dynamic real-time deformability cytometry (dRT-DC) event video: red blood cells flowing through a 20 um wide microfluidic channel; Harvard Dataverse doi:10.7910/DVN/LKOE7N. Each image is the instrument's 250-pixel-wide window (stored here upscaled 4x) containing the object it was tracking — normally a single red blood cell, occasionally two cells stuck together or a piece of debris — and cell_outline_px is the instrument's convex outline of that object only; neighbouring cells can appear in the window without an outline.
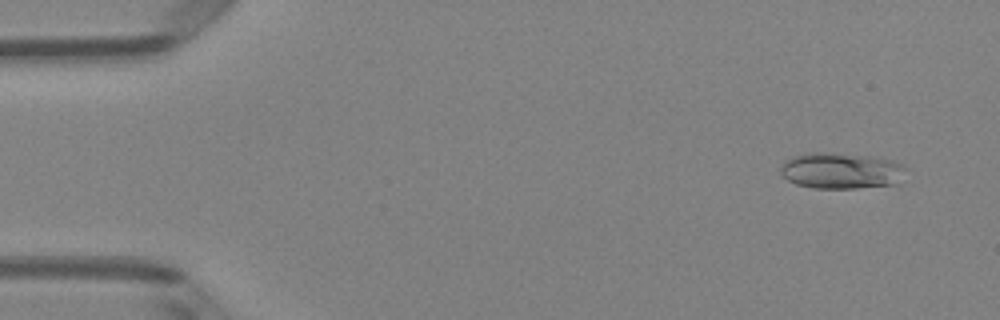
{"species": "Egyptian fruit bat (a non-hibernating species)", "species_latin": "Rousettus aegyptiacus", "temperature_condition": "room temperature", "stored_images_in_passage": 51, "camera_frame_rate_fps": 3000, "um_per_image_px": 0.085, "animal": {"sex": "female"}, "frame": {"image": 1, "passage_image": 4, "time_ms": 1.0, "image_size_px": [1000, 320], "cell_outline_px": [[908, 168], [900, 184], [856, 188], [812, 188], [796, 184], [788, 180], [780, 172], [780, 164], [784, 160], [804, 152], [824, 152], [880, 156], [892, 160]], "centroid_in_image_um": [71.54, 14.5], "position_along_channel_um": 13.5, "area_um2": 27.11}}
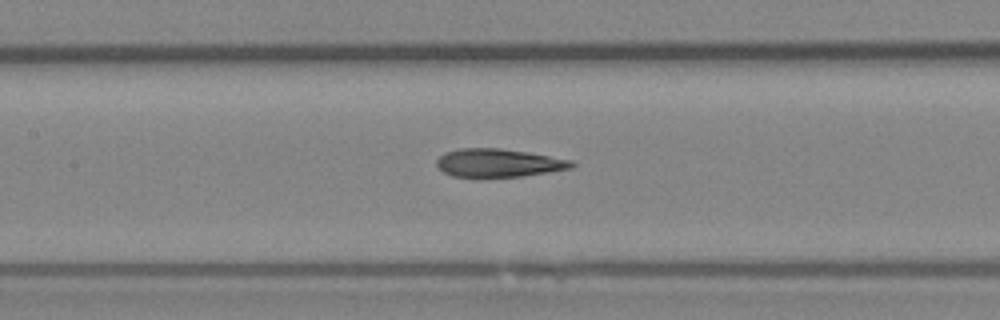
{"frame": {"image": 2, "passage_image": 24, "time_ms": 7.667, "image_size_px": [1000, 320], "cell_outline_px": [[576, 164], [572, 168], [524, 176], [480, 180], [476, 180], [452, 176], [444, 172], [436, 164], [436, 160], [444, 152], [460, 148], [496, 148], [528, 152], [572, 160]], "centroid_in_image_um": [42.33, 13.89], "position_along_channel_um": 165.1, "area_um2": 23.06}}
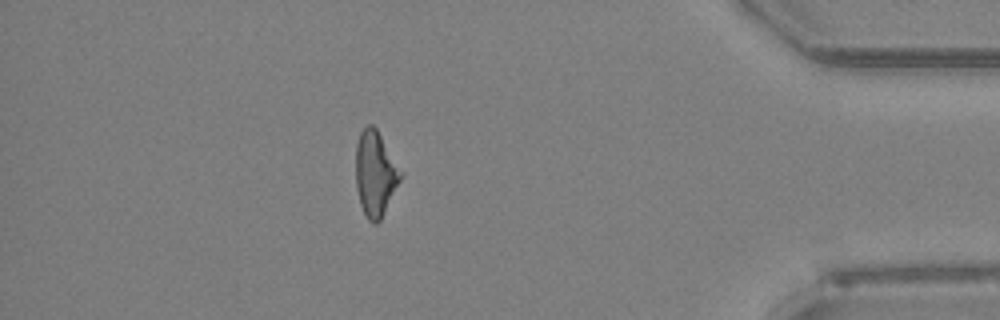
{"frame": {"image": 3, "passage_image": 45, "time_ms": 14.667, "image_size_px": [1000, 320], "cell_outline_px": [[404, 172], [380, 220], [376, 224], [372, 224], [368, 220], [360, 204], [356, 188], [356, 144], [360, 132], [368, 124], [372, 124], [376, 128]], "centroid_in_image_um": [31.9, 14.74], "position_along_channel_um": 403.3, "area_um2": 22.25}, "authors_computed_cell_mechanics": {"area_um2": 22.9466, "velocity_mm_per_s": 3.9998, "shape_relaxation_time_tau1_ms": 5.7893, "shape_relaxation_time_tau2_ms": 2.326, "deformation_change_tau1": 0.1613, "deformation_change_tau2": 0.1287}}